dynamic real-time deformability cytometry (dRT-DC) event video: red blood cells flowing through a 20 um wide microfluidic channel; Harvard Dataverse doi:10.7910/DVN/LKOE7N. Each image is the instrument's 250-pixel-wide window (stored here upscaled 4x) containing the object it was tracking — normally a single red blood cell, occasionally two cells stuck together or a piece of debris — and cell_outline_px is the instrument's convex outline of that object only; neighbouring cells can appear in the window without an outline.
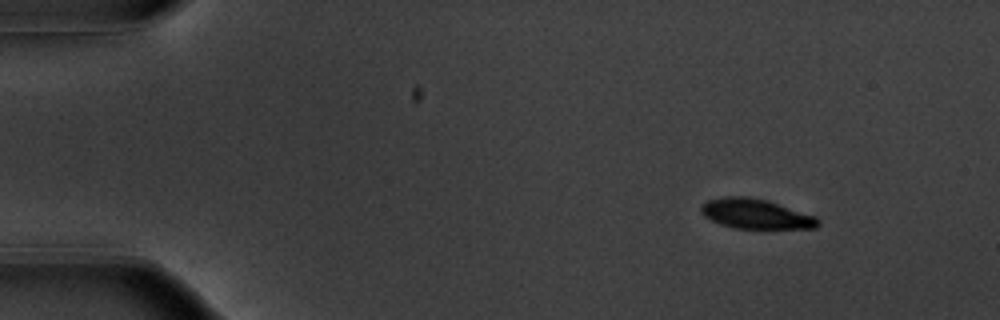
{"species": "common noctule bat (a hibernating species)", "species_latin": "Nyctalus noctula", "temperature_condition": "warm", "stored_images_in_passage": 51, "camera_frame_rate_fps": 3000, "um_per_image_px": 0.085, "animal": {"sex": "male", "body_mass_g": 20.1, "forearm_length_mm": 53.5}, "frame": {"image": 1, "passage_image": 3, "time_ms": 0.667, "image_size_px": [1000, 320], "cell_outline_px": [[820, 224], [816, 228], [736, 228], [720, 224], [704, 216], [700, 212], [700, 208], [708, 200], [724, 196], [748, 196], [768, 200], [816, 216], [820, 220]], "centroid_in_image_um": [64.26, 18.17], "position_along_channel_um": 20.7, "area_um2": 20.35}}
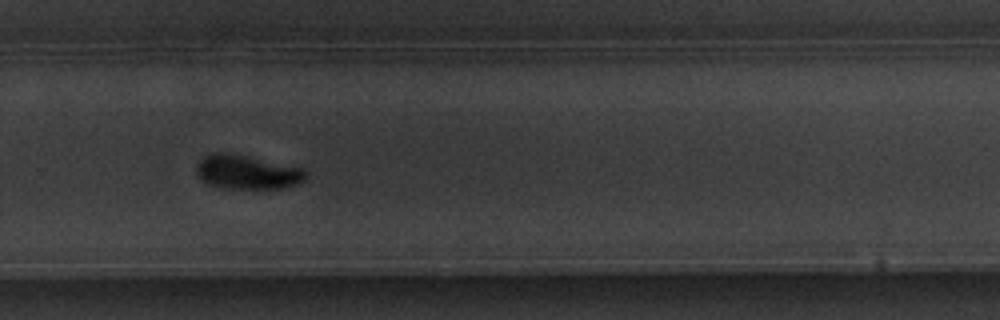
{"frame": {"image": 2, "passage_image": 34, "time_ms": 11.0, "image_size_px": [1000, 320], "cell_outline_px": [[308, 176], [304, 180], [296, 184], [284, 188], [224, 188], [208, 184], [196, 176], [196, 164], [204, 156], [212, 152], [224, 152], [248, 156], [304, 168], [308, 172]], "centroid_in_image_um": [21.0, 14.62], "position_along_channel_um": 308.8, "area_um2": 21.91}}
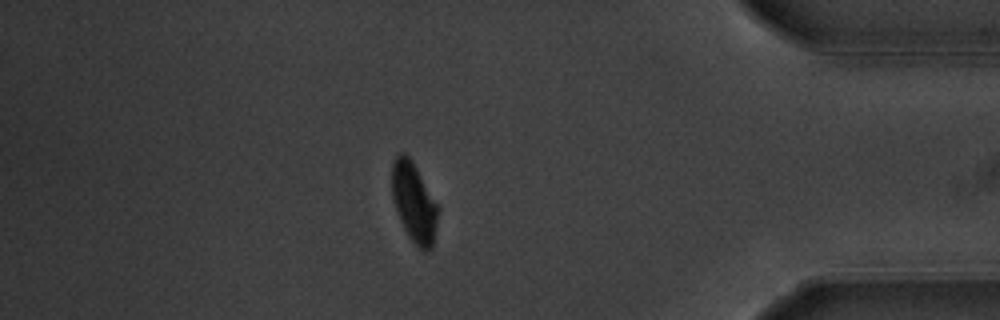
{"frame": {"image": 3, "passage_image": 44, "time_ms": 14.333, "image_size_px": [1000, 320], "cell_outline_px": [[440, 208], [432, 248], [424, 252], [408, 236], [396, 212], [392, 196], [392, 160], [400, 152], [404, 152], [412, 160]], "centroid_in_image_um": [35.19, 17.19], "position_along_channel_um": 400.0, "area_um2": 21.5}, "authors_computed_cell_mechanics": {"area_um2": 22.0796, "velocity_mm_per_s": 3.7124, "shape_relaxation_time_tau1_ms": 2.4876, "shape_relaxation_time_tau2_ms": null, "deformation_change_tau1": 0.1396, "deformation_change_tau2": null}}